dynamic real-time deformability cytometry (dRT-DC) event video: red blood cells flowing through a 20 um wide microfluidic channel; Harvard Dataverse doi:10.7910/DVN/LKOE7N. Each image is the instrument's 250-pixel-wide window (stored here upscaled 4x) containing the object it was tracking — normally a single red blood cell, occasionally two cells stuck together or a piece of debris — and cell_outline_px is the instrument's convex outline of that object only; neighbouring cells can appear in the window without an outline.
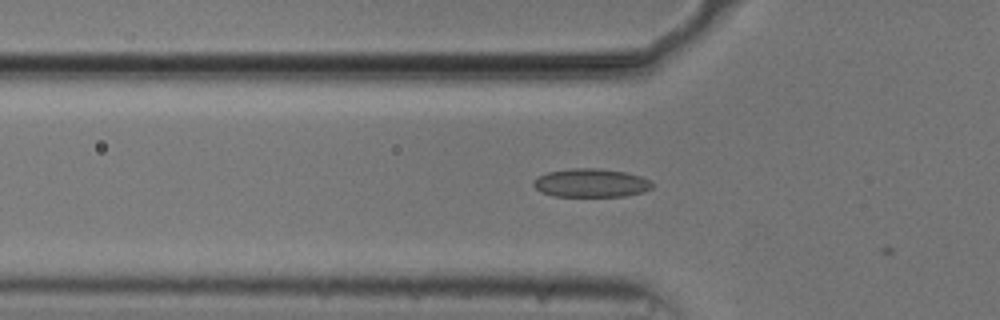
{"species": "common noctule bat (a hibernating species)", "species_latin": "Nyctalus noctula", "temperature_condition": "cold", "stored_images_in_passage": 6, "camera_frame_rate_fps": 3000, "um_per_image_px": 0.085, "animal": {"sex": "male", "body_mass_g": 20.5, "forearm_length_mm": 52.5}, "frame": {"image": 1, "passage_image": 5, "time_ms": 1.333, "image_size_px": [1000, 320], "cell_outline_px": [[652, 188], [644, 192], [624, 196], [552, 196], [540, 192], [532, 184], [532, 180], [536, 176], [548, 172], [572, 168], [596, 168], [624, 172], [640, 176], [652, 180]], "centroid_in_image_um": [50.2, 15.55], "position_along_channel_um": 75.6, "area_um2": 19.88}}